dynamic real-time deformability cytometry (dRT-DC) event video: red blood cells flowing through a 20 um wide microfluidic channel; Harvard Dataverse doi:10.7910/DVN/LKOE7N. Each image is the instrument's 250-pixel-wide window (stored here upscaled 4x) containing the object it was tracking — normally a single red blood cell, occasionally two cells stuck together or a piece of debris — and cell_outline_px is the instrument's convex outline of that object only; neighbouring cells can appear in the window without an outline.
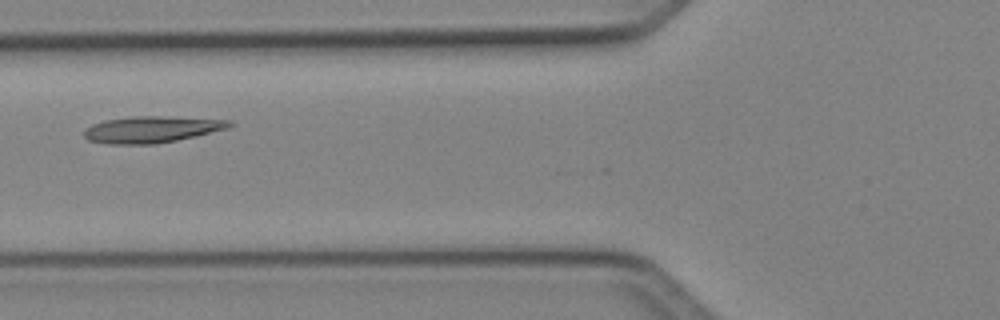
{"species": "Egyptian fruit bat (a non-hibernating species)", "species_latin": "Rousettus aegyptiacus", "temperature_condition": "cold", "stored_images_in_passage": 6, "camera_frame_rate_fps": 3000, "um_per_image_px": 0.085, "animal": {"sex": "female"}, "frame": {"image": 1, "passage_image": 6, "time_ms": 1.667, "image_size_px": [1000, 320], "cell_outline_px": [[236, 124], [228, 128], [196, 136], [156, 144], [108, 144], [88, 140], [84, 136], [84, 132], [92, 124], [104, 120], [132, 116], [164, 116], [232, 120]], "centroid_in_image_um": [12.93, 10.99], "position_along_channel_um": 112.9, "area_um2": 22.54}}